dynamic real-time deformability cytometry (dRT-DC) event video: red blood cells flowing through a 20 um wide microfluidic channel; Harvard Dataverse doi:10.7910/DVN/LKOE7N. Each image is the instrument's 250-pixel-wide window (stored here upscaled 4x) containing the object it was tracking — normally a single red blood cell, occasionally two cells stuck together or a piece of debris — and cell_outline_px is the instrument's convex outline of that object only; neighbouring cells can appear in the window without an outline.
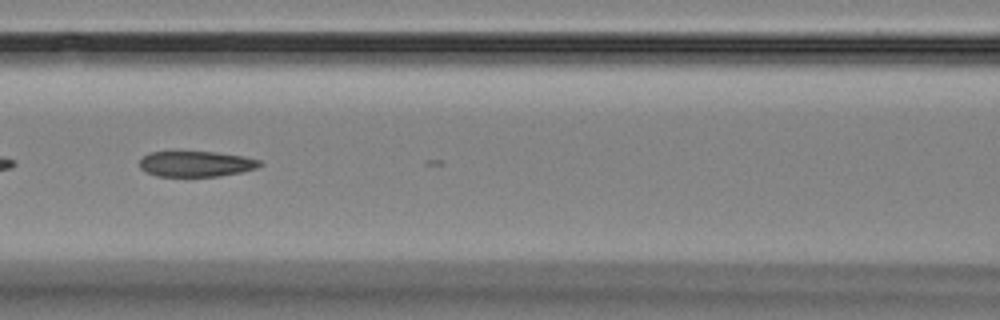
{"species": "Egyptian fruit bat (a non-hibernating species)", "species_latin": "Rousettus aegyptiacus", "temperature_condition": "room temperature", "stored_images_in_passage": 6, "camera_frame_rate_fps": 3000, "um_per_image_px": 0.085, "animal": {"sex": "female"}, "frame": {"image": 1, "passage_image": 3, "time_ms": 2.333, "image_size_px": [1000, 320], "cell_outline_px": [[264, 164], [256, 168], [240, 172], [220, 176], [156, 176], [140, 168], [140, 160], [148, 152], [216, 152], [244, 156], [260, 160]], "centroid_in_image_um": [16.69, 13.93], "position_along_channel_um": 149.9, "area_um2": 17.86}}
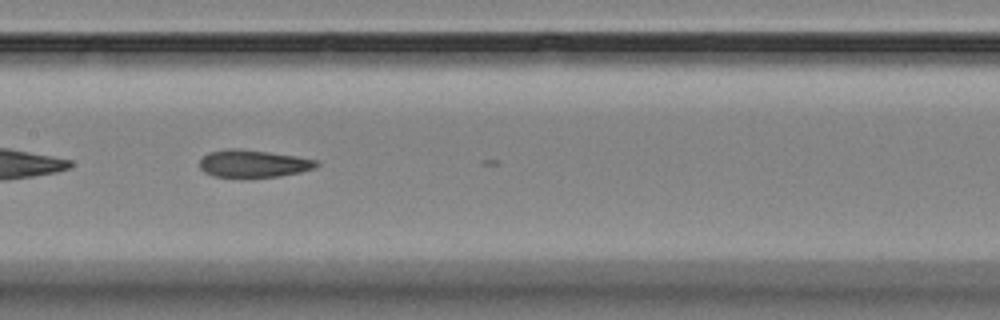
{"frame": {"image": 2, "passage_image": 4, "time_ms": 3.333, "image_size_px": [1000, 320], "cell_outline_px": [[320, 164], [316, 168], [300, 172], [280, 176], [248, 180], [212, 176], [204, 172], [200, 168], [200, 160], [208, 152], [228, 148], [236, 148], [268, 152], [296, 156], [316, 160]], "centroid_in_image_um": [21.5, 13.95], "position_along_channel_um": 185.9, "area_um2": 19.42}}
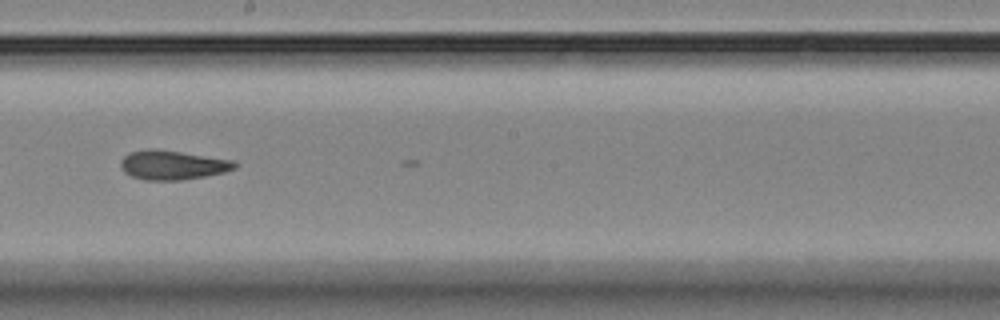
{"frame": {"image": 3, "passage_image": 5, "time_ms": 4.667, "image_size_px": [1000, 320], "cell_outline_px": [[240, 164], [236, 168], [224, 172], [204, 176], [180, 180], [144, 180], [132, 176], [124, 172], [120, 164], [120, 160], [128, 152], [148, 148], [156, 148], [236, 160]], "centroid_in_image_um": [14.68, 14.0], "position_along_channel_um": 233.5, "area_um2": 19.77}}